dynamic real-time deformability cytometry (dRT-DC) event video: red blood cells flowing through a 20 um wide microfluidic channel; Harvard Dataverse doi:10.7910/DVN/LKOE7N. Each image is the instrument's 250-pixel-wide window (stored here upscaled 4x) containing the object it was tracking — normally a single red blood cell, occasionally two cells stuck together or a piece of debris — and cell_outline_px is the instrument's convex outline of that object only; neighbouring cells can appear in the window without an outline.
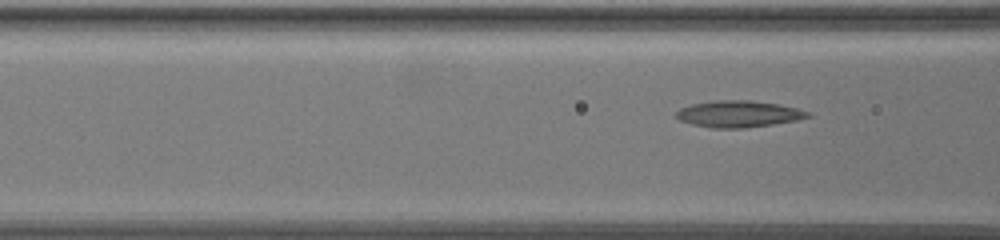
{"species": "common noctule bat (a hibernating species)", "species_latin": "Nyctalus noctula", "temperature_condition": "warm", "stored_images_in_passage": 47, "camera_frame_rate_fps": 3000, "um_per_image_px": 0.085, "animal": {"sex": "female", "body_mass_g": 19.5, "forearm_length_mm": 54.1}, "frame": {"image": 1, "passage_image": 15, "time_ms": 4.667, "image_size_px": [1000, 240], "cell_outline_px": [[812, 116], [796, 120], [772, 124], [744, 128], [712, 128], [692, 124], [680, 120], [676, 116], [676, 112], [680, 108], [692, 104], [712, 100], [748, 100], [776, 104], [796, 108], [808, 112]], "centroid_in_image_um": [62.74, 9.68], "position_along_channel_um": 103.9, "area_um2": 20.17}}
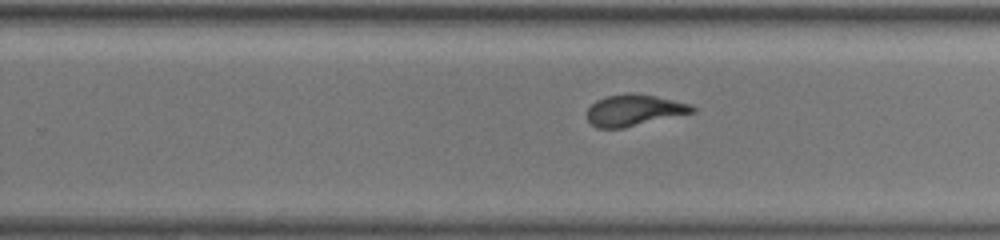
{"frame": {"image": 2, "passage_image": 32, "time_ms": 10.333, "image_size_px": [1000, 240], "cell_outline_px": [[696, 112], [624, 128], [596, 128], [588, 120], [588, 108], [596, 100], [608, 96], [628, 92], [636, 92], [656, 96], [692, 104], [696, 108]], "centroid_in_image_um": [53.94, 9.36], "position_along_channel_um": 275.9, "area_um2": 19.42}}
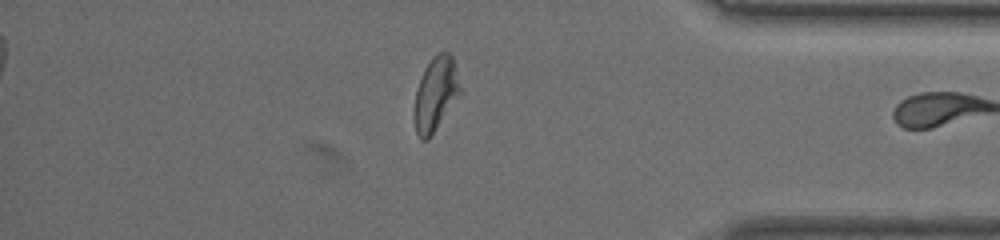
{"frame": {"image": 3, "passage_image": 46, "time_ms": 15.0, "image_size_px": [1000, 240], "cell_outline_px": [[460, 92], [432, 136], [428, 140], [420, 140], [416, 132], [412, 116], [412, 112], [416, 92], [424, 68], [432, 56], [436, 52], [448, 52], [452, 56], [460, 88]], "centroid_in_image_um": [36.97, 8.02], "position_along_channel_um": 398.2, "area_um2": 19.71}}